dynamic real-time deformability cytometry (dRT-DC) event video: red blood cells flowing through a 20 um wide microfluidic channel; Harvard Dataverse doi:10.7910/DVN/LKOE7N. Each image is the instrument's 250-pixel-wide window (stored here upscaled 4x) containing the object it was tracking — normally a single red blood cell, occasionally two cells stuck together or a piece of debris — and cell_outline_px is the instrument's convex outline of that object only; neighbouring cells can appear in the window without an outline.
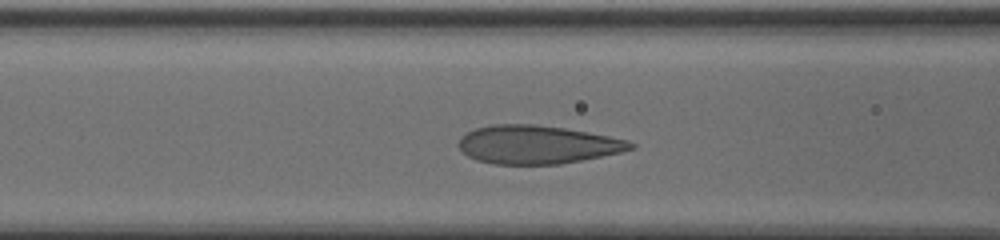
{"species": "human", "species_latin": "Homo sapiens", "temperature_condition": "cold", "stored_images_in_passage": 31, "camera_frame_rate_fps": 3000, "um_per_image_px": 0.085, "donor": {"sex": "male"}, "frame": {"image": 1, "passage_image": 8, "time_ms": 2.333, "image_size_px": [1000, 240], "cell_outline_px": [[636, 148], [620, 152], [560, 164], [492, 164], [476, 160], [468, 156], [456, 144], [468, 132], [476, 128], [492, 124], [536, 124], [564, 128], [608, 136], [628, 140], [636, 144]], "centroid_in_image_um": [45.66, 12.29], "position_along_channel_um": 120.9, "area_um2": 38.21}}
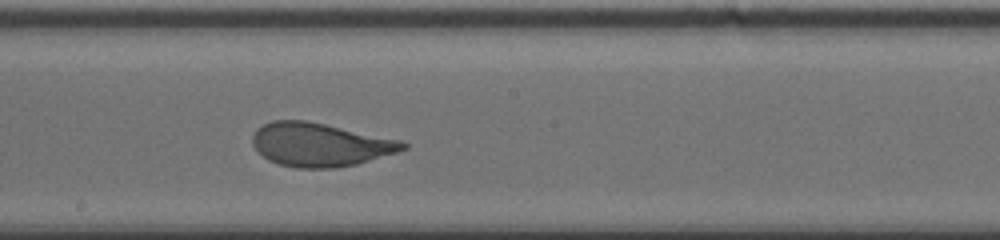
{"frame": {"image": 2, "passage_image": 16, "time_ms": 5.0, "image_size_px": [1000, 240], "cell_outline_px": [[408, 148], [396, 152], [356, 164], [336, 168], [296, 168], [276, 164], [268, 160], [252, 144], [252, 136], [256, 128], [272, 120], [304, 120], [324, 124], [400, 140], [408, 144]], "centroid_in_image_um": [27.16, 12.3], "position_along_channel_um": 221.0, "area_um2": 37.92}}
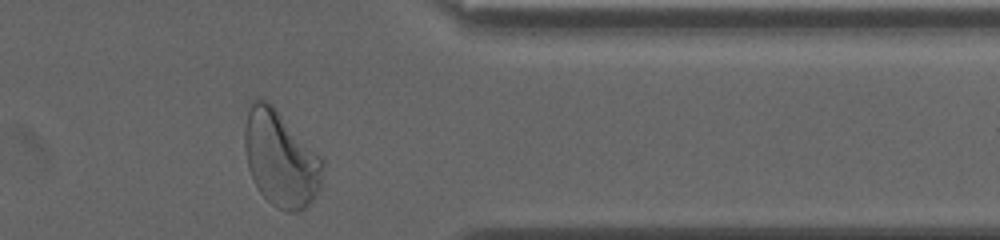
{"frame": {"image": 3, "passage_image": 30, "time_ms": 9.667, "image_size_px": [1000, 240], "cell_outline_px": [[324, 184], [312, 200], [304, 208], [296, 212], [288, 212], [276, 208], [260, 192], [248, 168], [244, 148], [244, 128], [248, 112], [252, 100], [260, 96], [268, 100], [272, 104], [324, 160]], "centroid_in_image_um": [23.87, 13.49], "position_along_channel_um": 387.5, "area_um2": 43.93}, "authors_computed_cell_mechanics": {"area_um2": 38.148, "velocity_mm_per_s": 3.7603, "shape_relaxation_time_tau1_ms": 4.0617, "shape_relaxation_time_tau2_ms": null, "deformation_change_tau1": 0.1788, "deformation_change_tau2": null}}